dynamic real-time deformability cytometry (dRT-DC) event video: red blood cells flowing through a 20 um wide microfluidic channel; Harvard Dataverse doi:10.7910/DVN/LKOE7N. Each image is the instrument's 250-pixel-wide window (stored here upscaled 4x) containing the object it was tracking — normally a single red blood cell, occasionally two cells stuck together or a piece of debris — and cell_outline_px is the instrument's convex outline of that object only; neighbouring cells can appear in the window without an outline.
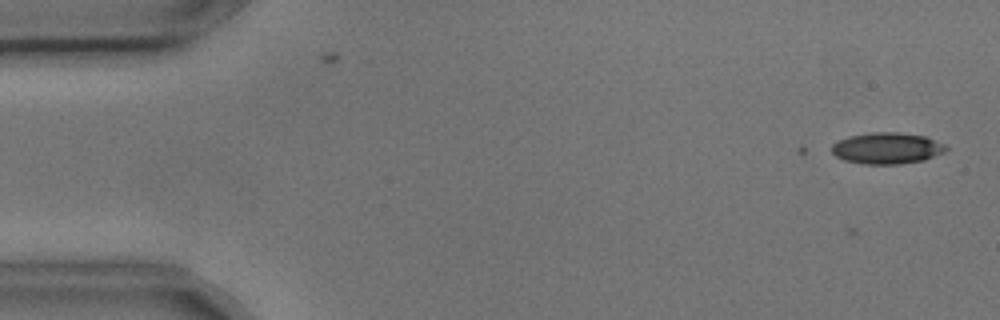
{"species": "common noctule bat (a hibernating species)", "species_latin": "Nyctalus noctula", "temperature_condition": "cold", "stored_images_in_passage": 4, "camera_frame_rate_fps": 3000, "um_per_image_px": 0.085, "animal": {"sex": "male", "body_mass_g": 17.9, "forearm_length_mm": 54.2}, "frame": {"image": 1, "passage_image": 4, "time_ms": 1.0, "image_size_px": [1000, 320], "cell_outline_px": [[948, 148], [944, 152], [924, 160], [900, 164], [860, 164], [844, 160], [836, 156], [832, 152], [832, 144], [848, 136], [872, 132], [900, 132], [924, 136], [944, 144]], "centroid_in_image_um": [75.38, 12.6], "position_along_channel_um": 9.6, "area_um2": 20.87}}